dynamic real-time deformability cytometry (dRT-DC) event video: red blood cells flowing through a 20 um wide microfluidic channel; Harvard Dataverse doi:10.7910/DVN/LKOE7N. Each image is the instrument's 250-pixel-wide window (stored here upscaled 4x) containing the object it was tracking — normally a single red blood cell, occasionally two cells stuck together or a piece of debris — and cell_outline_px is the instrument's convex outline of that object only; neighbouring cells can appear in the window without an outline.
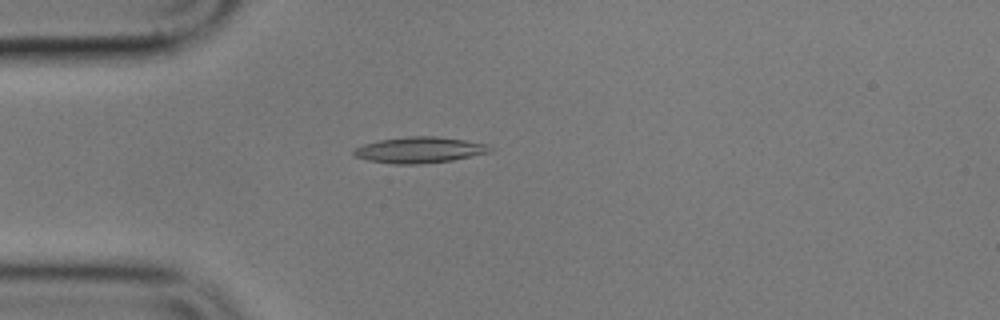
{"species": "common noctule bat (a hibernating species)", "species_latin": "Nyctalus noctula", "temperature_condition": "cold", "stored_images_in_passage": 3, "camera_frame_rate_fps": 3000, "um_per_image_px": 0.085, "animal": {"sex": "male", "body_mass_g": 17.9}, "frame": {"image": 1, "passage_image": 3, "time_ms": 3.333, "image_size_px": [1000, 320], "cell_outline_px": [[492, 148], [488, 152], [452, 160], [416, 164], [392, 164], [368, 160], [352, 156], [352, 152], [356, 148], [364, 144], [380, 140], [408, 136], [436, 136], [464, 140], [488, 144]], "centroid_in_image_um": [35.61, 12.74], "position_along_channel_um": 49.4, "area_um2": 20.46}}